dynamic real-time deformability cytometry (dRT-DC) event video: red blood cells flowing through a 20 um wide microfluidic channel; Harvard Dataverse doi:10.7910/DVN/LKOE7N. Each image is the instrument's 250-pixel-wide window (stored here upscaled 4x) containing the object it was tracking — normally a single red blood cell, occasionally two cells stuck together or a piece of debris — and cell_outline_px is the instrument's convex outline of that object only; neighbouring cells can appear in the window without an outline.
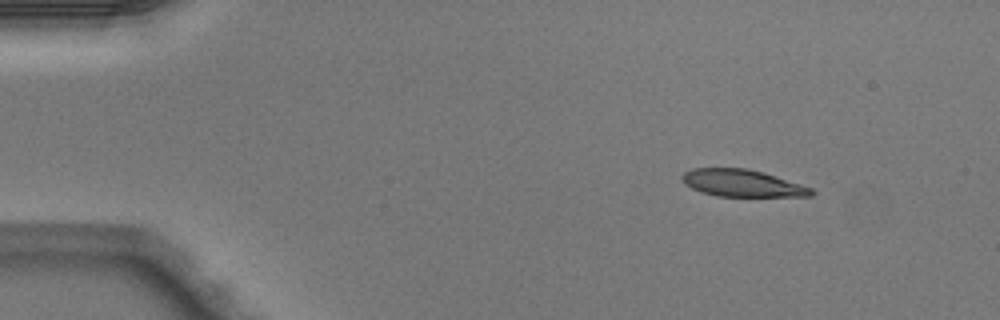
{"species": "Egyptian fruit bat (a non-hibernating species)", "species_latin": "Rousettus aegyptiacus", "temperature_condition": "warm", "stored_images_in_passage": 3, "camera_frame_rate_fps": 3000, "um_per_image_px": 0.085, "animal": {"sex": "male"}, "frame": {"image": 1, "passage_image": 1, "time_ms": 0.0, "image_size_px": [1000, 320], "cell_outline_px": [[816, 192], [812, 196], [716, 196], [700, 192], [684, 184], [680, 176], [684, 172], [692, 168], [748, 168], [764, 172], [812, 188]], "centroid_in_image_um": [63.06, 15.56], "position_along_channel_um": 21.9, "area_um2": 20.52}}